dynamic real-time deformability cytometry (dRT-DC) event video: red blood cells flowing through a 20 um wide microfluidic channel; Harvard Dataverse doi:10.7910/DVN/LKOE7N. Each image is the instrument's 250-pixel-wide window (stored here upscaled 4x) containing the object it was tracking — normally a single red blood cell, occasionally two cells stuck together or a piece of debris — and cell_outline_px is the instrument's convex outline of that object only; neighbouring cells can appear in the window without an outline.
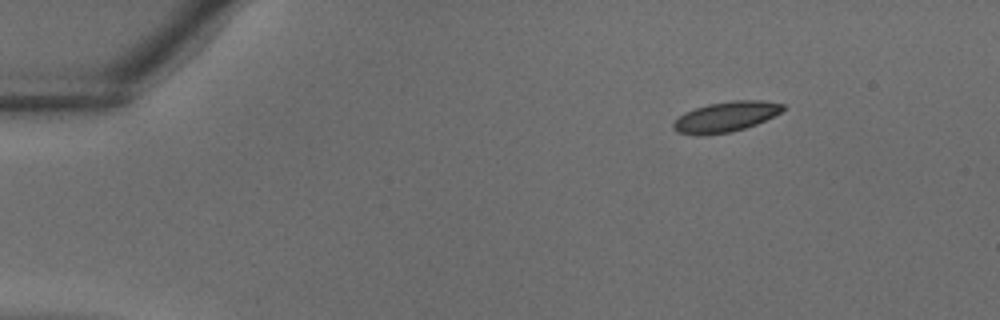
{"species": "common noctule bat (a hibernating species)", "species_latin": "Nyctalus noctula", "temperature_condition": "warm", "stored_images_in_passage": 34, "camera_frame_rate_fps": 3000, "um_per_image_px": 0.085, "animal": {"sex": "male", "body_mass_g": 18.8}, "frame": {"image": 1, "passage_image": 1, "time_ms": 0.0, "image_size_px": [1000, 320], "cell_outline_px": [[784, 108], [780, 112], [756, 124], [732, 132], [696, 136], [676, 132], [672, 128], [672, 124], [684, 112], [708, 104], [732, 100], [760, 100], [784, 104]], "centroid_in_image_um": [61.64, 9.93], "position_along_channel_um": 23.4, "area_um2": 19.25}}
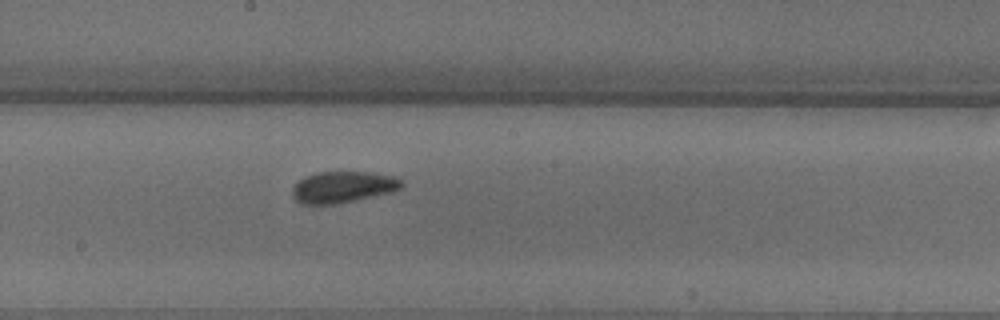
{"frame": {"image": 2, "passage_image": 17, "time_ms": 5.333, "image_size_px": [1000, 320], "cell_outline_px": [[404, 184], [400, 188], [392, 192], [332, 204], [300, 204], [292, 196], [292, 188], [304, 176], [316, 172], [372, 172], [392, 176], [404, 180]], "centroid_in_image_um": [29.14, 15.88], "position_along_channel_um": 219.1, "area_um2": 19.88}}
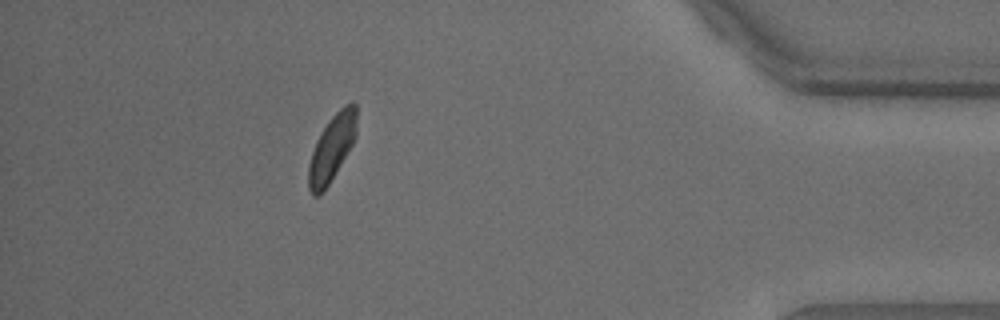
{"frame": {"image": 3, "passage_image": 30, "time_ms": 9.667, "image_size_px": [1000, 320], "cell_outline_px": [[356, 136], [352, 144], [336, 172], [320, 196], [312, 196], [308, 188], [308, 164], [316, 140], [332, 116], [344, 104], [352, 100], [356, 104]], "centroid_in_image_um": [28.2, 12.58], "position_along_channel_um": 407.0, "area_um2": 18.5}}